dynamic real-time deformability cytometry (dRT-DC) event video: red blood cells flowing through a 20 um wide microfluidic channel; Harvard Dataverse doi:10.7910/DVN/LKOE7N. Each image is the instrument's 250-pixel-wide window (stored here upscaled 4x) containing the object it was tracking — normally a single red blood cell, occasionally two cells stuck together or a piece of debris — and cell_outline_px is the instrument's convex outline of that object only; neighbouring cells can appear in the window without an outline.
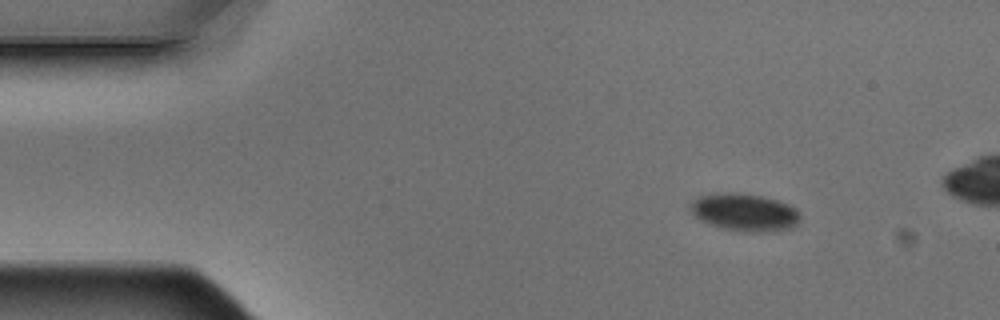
{"species": "Egyptian fruit bat (a non-hibernating species)", "species_latin": "Rousettus aegyptiacus", "temperature_condition": "warm", "stored_images_in_passage": 4, "camera_frame_rate_fps": 3000, "um_per_image_px": 0.085, "animal": {"sex": "male"}, "frame": {"image": 1, "passage_image": 1, "time_ms": 0.0, "image_size_px": [1000, 320], "cell_outline_px": [[800, 220], [796, 224], [788, 228], [760, 232], [744, 232], [724, 228], [708, 224], [700, 220], [688, 208], [688, 204], [692, 200], [700, 196], [720, 192], [736, 192], [760, 196], [776, 200], [788, 204], [796, 208], [800, 212]], "centroid_in_image_um": [63.25, 18.03], "position_along_channel_um": 21.8, "area_um2": 24.04}}